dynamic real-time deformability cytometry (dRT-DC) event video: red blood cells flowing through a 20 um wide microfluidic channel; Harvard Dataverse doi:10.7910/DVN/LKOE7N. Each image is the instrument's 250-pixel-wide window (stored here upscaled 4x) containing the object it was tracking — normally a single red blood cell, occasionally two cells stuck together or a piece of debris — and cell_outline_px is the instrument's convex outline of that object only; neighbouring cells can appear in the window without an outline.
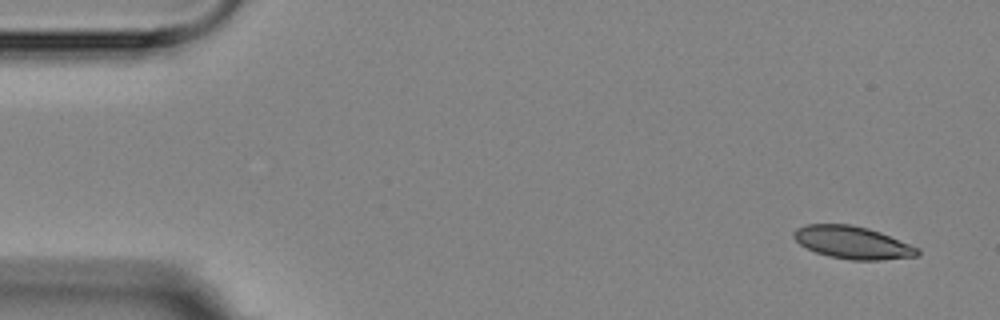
{"species": "Egyptian fruit bat (a non-hibernating species)", "species_latin": "Rousettus aegyptiacus", "temperature_condition": "room temperature", "stored_images_in_passage": 7, "camera_frame_rate_fps": 3000, "um_per_image_px": 0.085, "animal": {"sex": "female"}, "frame": {"image": 1, "passage_image": 1, "time_ms": 0.0, "image_size_px": [1000, 320], "cell_outline_px": [[920, 252], [916, 256], [880, 260], [852, 260], [828, 256], [816, 252], [800, 244], [792, 236], [792, 232], [796, 228], [808, 224], [852, 224], [868, 228], [880, 232], [920, 248]], "centroid_in_image_um": [72.46, 20.61], "position_along_channel_um": 12.5, "area_um2": 23.47}}
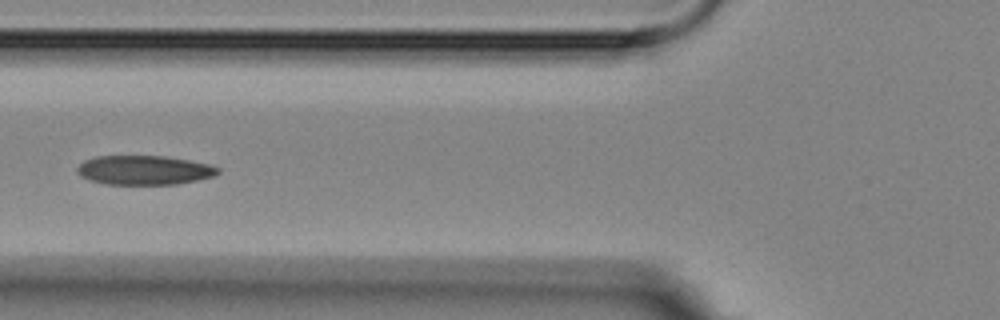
{"frame": {"image": 2, "passage_image": 6, "time_ms": 6.0, "image_size_px": [1000, 320], "cell_outline_px": [[220, 172], [212, 176], [196, 180], [176, 184], [108, 184], [92, 180], [80, 176], [76, 172], [76, 168], [84, 160], [96, 156], [164, 156], [188, 160], [208, 164], [220, 168]], "centroid_in_image_um": [12.23, 14.45], "position_along_channel_um": 113.6, "area_um2": 23.81}}
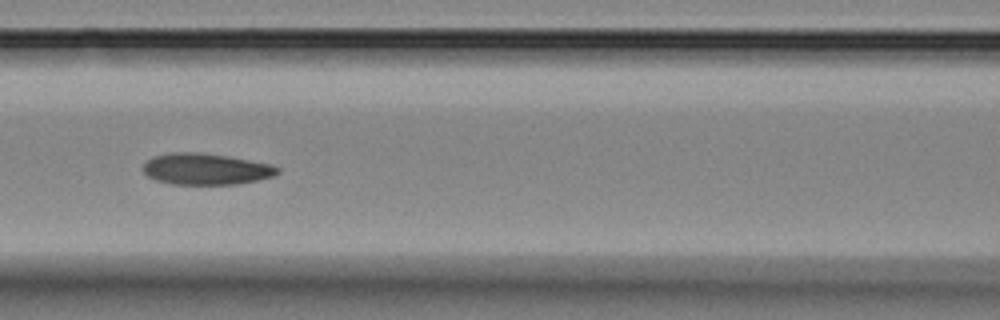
{"frame": {"image": 3, "passage_image": 7, "time_ms": 7.0, "image_size_px": [1000, 320], "cell_outline_px": [[280, 172], [272, 176], [256, 180], [236, 184], [172, 184], [156, 180], [148, 176], [144, 172], [144, 164], [152, 156], [168, 152], [200, 152], [228, 156], [272, 164], [280, 168]], "centroid_in_image_um": [17.5, 14.35], "position_along_channel_um": 149.1, "area_um2": 24.57}}